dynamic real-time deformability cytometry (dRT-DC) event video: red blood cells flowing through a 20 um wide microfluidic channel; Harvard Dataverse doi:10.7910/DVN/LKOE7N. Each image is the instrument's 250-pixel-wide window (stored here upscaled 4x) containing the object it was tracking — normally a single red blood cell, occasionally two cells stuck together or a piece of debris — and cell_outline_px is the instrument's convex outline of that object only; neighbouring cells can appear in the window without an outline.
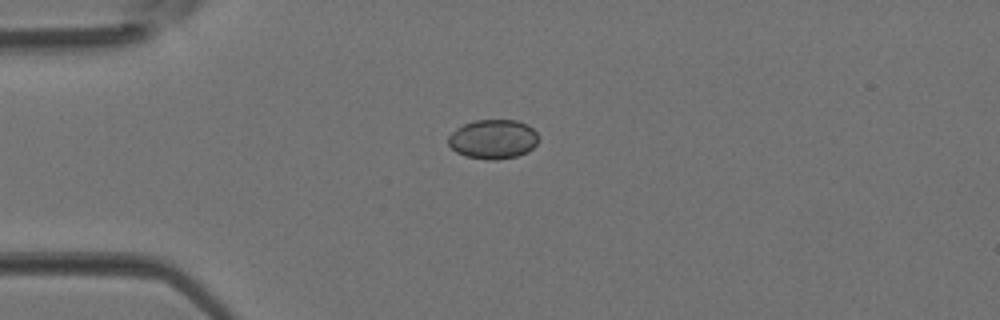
{"species": "Egyptian fruit bat (a non-hibernating species)", "species_latin": "Rousettus aegyptiacus", "temperature_condition": "room temperature", "stored_images_in_passage": 4, "camera_frame_rate_fps": 3000, "um_per_image_px": 0.085, "animal": {"sex": "female"}, "frame": {"image": 1, "passage_image": 3, "time_ms": 0.667, "image_size_px": [1000, 320], "cell_outline_px": [[540, 140], [528, 152], [516, 156], [496, 160], [488, 160], [464, 156], [456, 152], [448, 144], [448, 136], [456, 128], [464, 124], [476, 120], [516, 120], [528, 124], [536, 132]], "centroid_in_image_um": [41.92, 11.83], "position_along_channel_um": 43.1, "area_um2": 20.87}}